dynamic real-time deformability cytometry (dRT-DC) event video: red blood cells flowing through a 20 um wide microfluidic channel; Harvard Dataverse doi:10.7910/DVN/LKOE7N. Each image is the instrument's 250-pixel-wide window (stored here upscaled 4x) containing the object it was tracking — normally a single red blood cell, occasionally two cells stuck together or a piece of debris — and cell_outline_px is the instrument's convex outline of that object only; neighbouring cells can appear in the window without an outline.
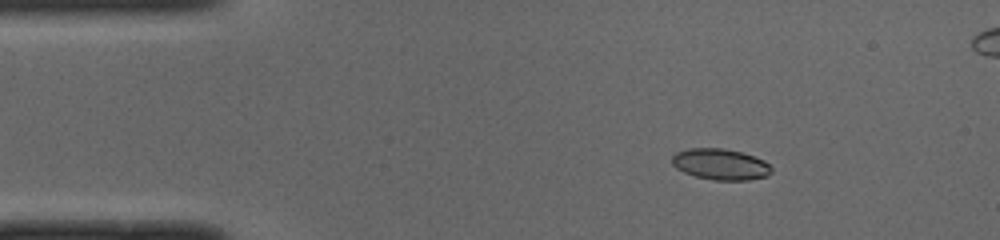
{"species": "common noctule bat (a hibernating species)", "species_latin": "Nyctalus noctula", "temperature_condition": "cold", "stored_images_in_passage": 45, "camera_frame_rate_fps": 3000, "um_per_image_px": 0.085, "animal": {"sex": "male", "body_mass_g": 19.0, "forearm_length_mm": 50.8}, "frame": {"image": 1, "passage_image": 1, "time_ms": 0.0, "image_size_px": [1000, 240], "cell_outline_px": [[772, 172], [768, 176], [748, 180], [712, 180], [696, 176], [684, 172], [676, 168], [672, 164], [672, 156], [676, 152], [688, 148], [724, 148], [740, 152], [764, 160], [772, 168]], "centroid_in_image_um": [61.24, 13.96], "position_along_channel_um": 23.8, "area_um2": 18.03}}
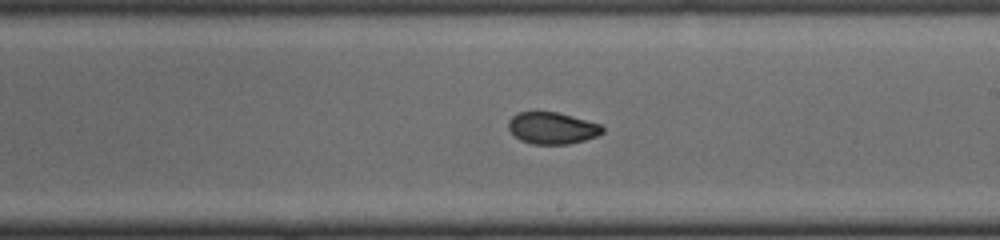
{"frame": {"image": 2, "passage_image": 22, "time_ms": 7.0, "image_size_px": [1000, 240], "cell_outline_px": [[604, 132], [596, 136], [584, 140], [568, 144], [532, 144], [520, 140], [508, 128], [508, 120], [512, 116], [520, 112], [556, 112], [572, 116], [600, 124], [604, 128]], "centroid_in_image_um": [46.93, 10.89], "position_along_channel_um": 242.1, "area_um2": 17.28}}
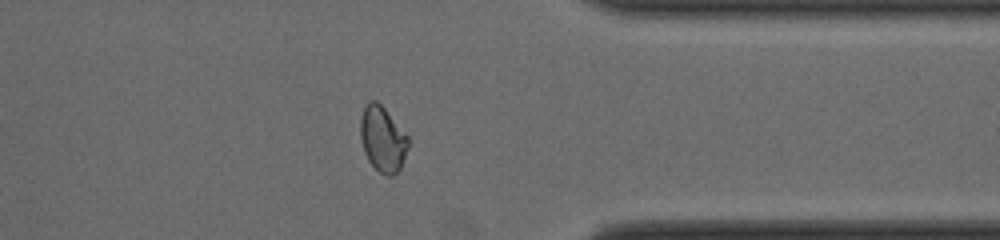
{"frame": {"image": 3, "passage_image": 33, "time_ms": 10.667, "image_size_px": [1000, 240], "cell_outline_px": [[408, 148], [400, 168], [392, 176], [388, 176], [380, 172], [368, 160], [364, 152], [360, 140], [360, 116], [364, 104], [368, 100], [376, 100], [384, 108], [408, 136]], "centroid_in_image_um": [32.49, 11.78], "position_along_channel_um": 378.9, "area_um2": 18.26}, "authors_computed_cell_mechanics": {"area_um2": 18.207, "velocity_mm_per_s": 3.9967, "shape_relaxation_time_tau1_ms": 9.4914, "shape_relaxation_time_tau2_ms": 1.5251, "deformation_change_tau1": 0.2084, "deformation_change_tau2": 0.0488}}